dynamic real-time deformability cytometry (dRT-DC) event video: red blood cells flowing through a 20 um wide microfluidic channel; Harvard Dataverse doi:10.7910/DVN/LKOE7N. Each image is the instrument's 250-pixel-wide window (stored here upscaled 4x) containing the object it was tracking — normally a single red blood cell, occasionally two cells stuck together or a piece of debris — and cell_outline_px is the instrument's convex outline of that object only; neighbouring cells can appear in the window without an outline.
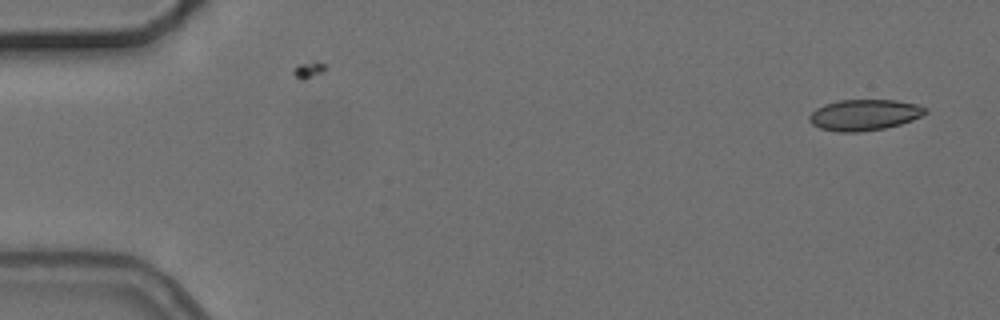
{"species": "common noctule bat (a hibernating species)", "species_latin": "Nyctalus noctula", "temperature_condition": "cold", "stored_images_in_passage": 7, "camera_frame_rate_fps": 3000, "um_per_image_px": 0.085, "animal": {"sex": "female", "body_mass_g": 24.6, "forearm_length_mm": 56.2}, "frame": {"image": 1, "passage_image": 1, "time_ms": 0.0, "image_size_px": [1000, 320], "cell_outline_px": [[928, 112], [912, 120], [900, 124], [884, 128], [860, 132], [836, 132], [820, 128], [812, 124], [808, 120], [808, 116], [816, 108], [824, 104], [840, 100], [896, 100], [920, 104], [928, 108]], "centroid_in_image_um": [73.48, 9.76], "position_along_channel_um": 11.5, "area_um2": 21.15}}
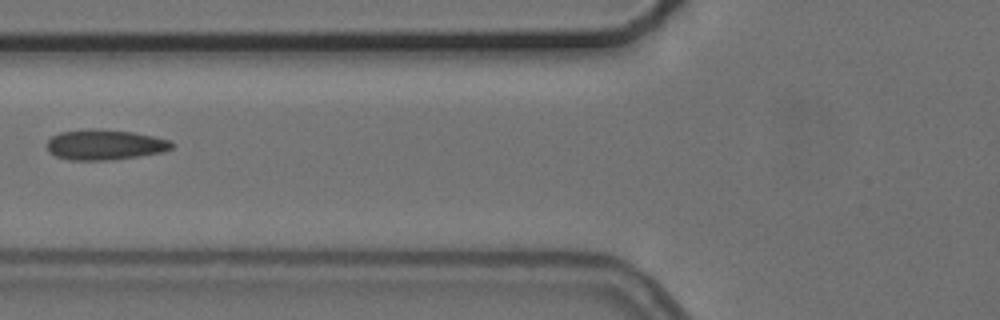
{"frame": {"image": 2, "passage_image": 6, "time_ms": 6.333, "image_size_px": [1000, 320], "cell_outline_px": [[176, 144], [172, 148], [164, 152], [108, 160], [68, 160], [56, 156], [48, 152], [48, 140], [52, 136], [60, 132], [96, 128], [132, 132], [152, 136], [168, 140]], "centroid_in_image_um": [8.9, 12.3], "position_along_channel_um": 116.9, "area_um2": 21.96}}
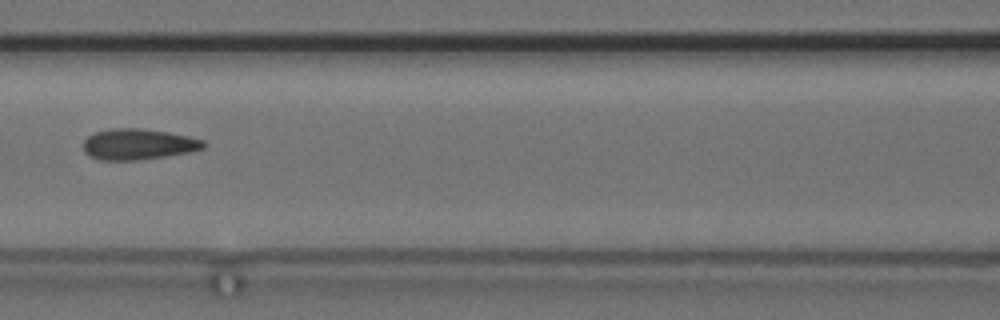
{"frame": {"image": 3, "passage_image": 7, "time_ms": 7.333, "image_size_px": [1000, 320], "cell_outline_px": [[208, 144], [204, 148], [188, 152], [168, 156], [140, 160], [100, 160], [88, 156], [84, 152], [84, 140], [88, 136], [96, 132], [112, 128], [140, 128], [168, 132], [188, 136], [204, 140]], "centroid_in_image_um": [11.76, 12.26], "position_along_channel_um": 154.8, "area_um2": 21.79}}